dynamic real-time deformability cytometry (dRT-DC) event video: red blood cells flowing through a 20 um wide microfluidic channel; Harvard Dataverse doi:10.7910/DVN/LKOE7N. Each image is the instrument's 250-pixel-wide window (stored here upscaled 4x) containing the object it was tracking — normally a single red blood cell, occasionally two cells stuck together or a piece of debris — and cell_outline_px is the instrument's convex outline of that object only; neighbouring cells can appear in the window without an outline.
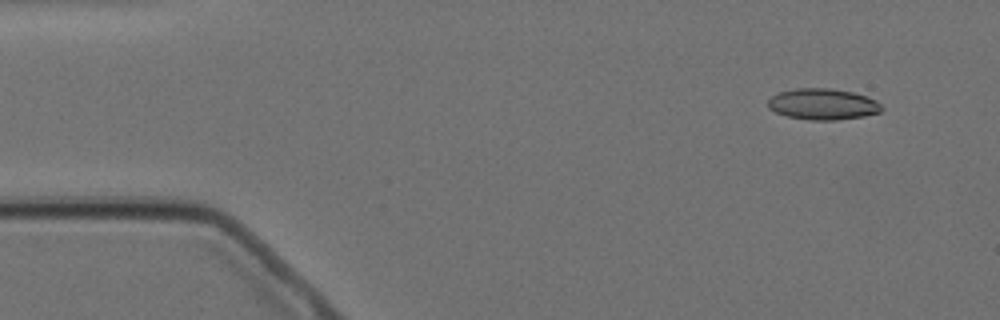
{"species": "Egyptian fruit bat (a non-hibernating species)", "species_latin": "Rousettus aegyptiacus", "temperature_condition": "cold", "stored_images_in_passage": 6, "camera_frame_rate_fps": 3000, "um_per_image_px": 0.085, "animal": {"sex": "female"}, "frame": {"image": 1, "passage_image": 2, "time_ms": 1.333, "image_size_px": [1000, 320], "cell_outline_px": [[884, 108], [880, 112], [864, 116], [836, 120], [808, 120], [788, 116], [776, 112], [768, 108], [768, 100], [772, 96], [780, 92], [796, 88], [832, 88], [852, 92], [876, 100]], "centroid_in_image_um": [69.94, 8.85], "position_along_channel_um": 15.1, "area_um2": 20.58}}
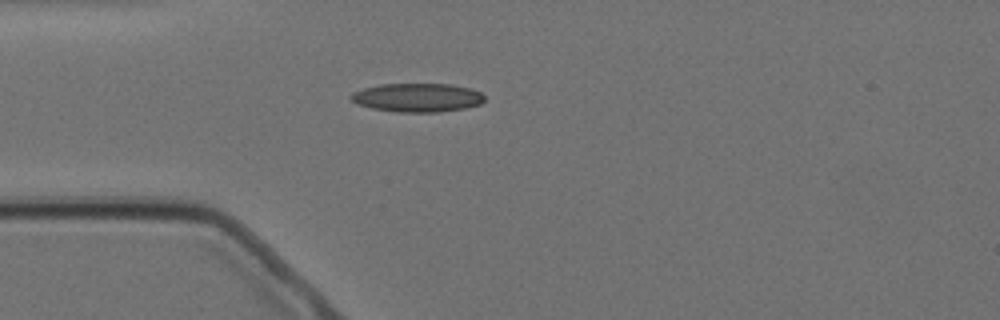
{"frame": {"image": 2, "passage_image": 5, "time_ms": 4.667, "image_size_px": [1000, 320], "cell_outline_px": [[484, 100], [480, 104], [464, 108], [436, 112], [396, 112], [372, 108], [360, 104], [352, 100], [348, 96], [352, 92], [364, 88], [380, 84], [448, 84], [472, 88], [480, 92], [484, 96]], "centroid_in_image_um": [35.47, 8.29], "position_along_channel_um": 49.5, "area_um2": 22.25}}